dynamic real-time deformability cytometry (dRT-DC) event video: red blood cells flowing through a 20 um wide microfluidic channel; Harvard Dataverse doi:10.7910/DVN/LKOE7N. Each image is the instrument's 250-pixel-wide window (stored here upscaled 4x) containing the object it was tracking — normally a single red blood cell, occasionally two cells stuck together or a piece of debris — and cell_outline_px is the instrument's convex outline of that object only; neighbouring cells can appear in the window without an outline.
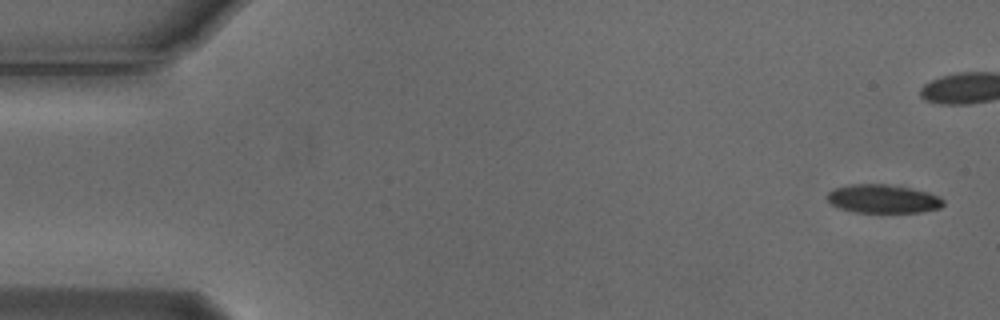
{"species": "Egyptian fruit bat (a non-hibernating species)", "species_latin": "Rousettus aegyptiacus", "temperature_condition": "cold", "stored_images_in_passage": 6, "camera_frame_rate_fps": 3000, "um_per_image_px": 0.085, "animal": {"sex": "male"}, "frame": {"image": 1, "passage_image": 1, "time_ms": 0.0, "image_size_px": [1000, 320], "cell_outline_px": [[944, 204], [940, 208], [920, 212], [856, 212], [840, 208], [832, 204], [828, 200], [828, 192], [832, 188], [848, 184], [888, 184], [912, 188], [928, 192], [940, 196], [944, 200]], "centroid_in_image_um": [75.07, 16.88], "position_along_channel_um": 9.9, "area_um2": 19.42}}
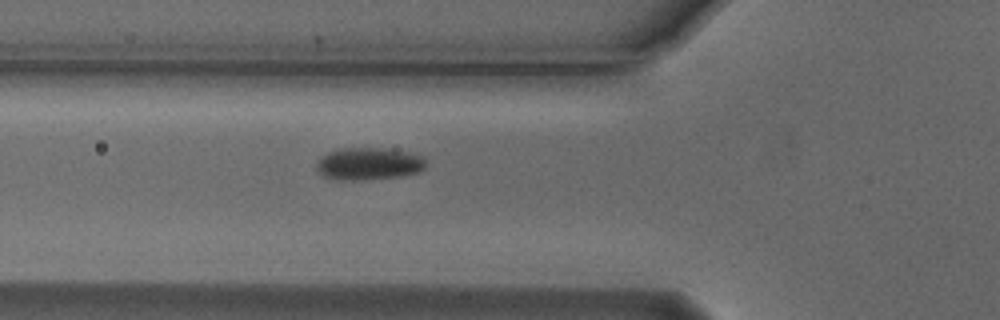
{"frame": {"image": 2, "passage_image": 6, "time_ms": 1.667, "image_size_px": [1000, 320], "cell_outline_px": [[424, 168], [420, 172], [400, 176], [360, 180], [332, 180], [316, 172], [316, 164], [320, 156], [336, 148], [380, 148], [408, 152], [424, 156]], "centroid_in_image_um": [31.27, 13.92], "position_along_channel_um": 94.5, "area_um2": 20.87}}